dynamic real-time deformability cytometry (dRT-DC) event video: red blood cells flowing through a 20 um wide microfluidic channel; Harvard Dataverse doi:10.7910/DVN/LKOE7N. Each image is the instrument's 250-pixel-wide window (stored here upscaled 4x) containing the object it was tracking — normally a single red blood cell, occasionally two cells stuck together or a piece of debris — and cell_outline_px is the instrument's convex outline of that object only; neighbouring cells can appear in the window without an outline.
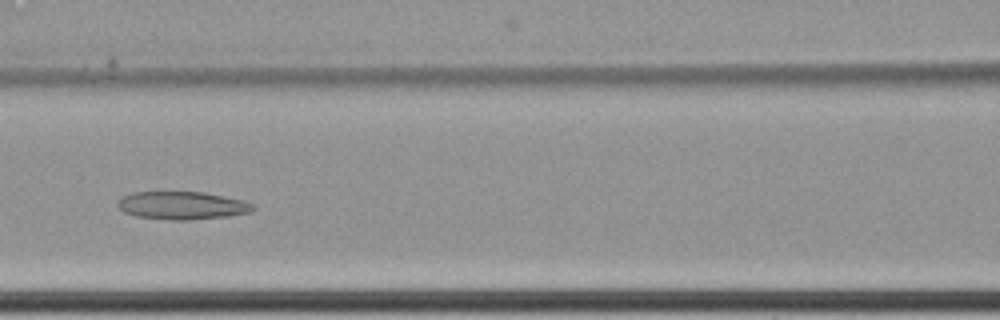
{"species": "common noctule bat (a hibernating species)", "species_latin": "Nyctalus noctula", "temperature_condition": "cold", "stored_images_in_passage": 10, "camera_frame_rate_fps": 3000, "um_per_image_px": 0.085, "animal": {"sex": "female", "body_mass_g": 22.7, "forearm_length_mm": 54.2}, "frame": {"image": 1, "passage_image": 10, "time_ms": 3.0, "image_size_px": [1000, 320], "cell_outline_px": [[256, 208], [252, 212], [228, 216], [192, 220], [168, 220], [136, 216], [124, 212], [120, 208], [120, 200], [124, 196], [132, 192], [204, 192], [244, 200], [252, 204]], "centroid_in_image_um": [15.54, 17.47], "position_along_channel_um": 151.1, "area_um2": 21.96}}